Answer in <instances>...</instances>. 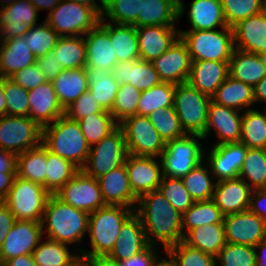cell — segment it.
Returning <instances> with one entry per match:
<instances>
[{"label": "cell", "instance_id": "obj_65", "mask_svg": "<svg viewBox=\"0 0 266 266\" xmlns=\"http://www.w3.org/2000/svg\"><path fill=\"white\" fill-rule=\"evenodd\" d=\"M1 266H38L32 254H26L22 256H17L15 258H10L6 260Z\"/></svg>", "mask_w": 266, "mask_h": 266}, {"label": "cell", "instance_id": "obj_27", "mask_svg": "<svg viewBox=\"0 0 266 266\" xmlns=\"http://www.w3.org/2000/svg\"><path fill=\"white\" fill-rule=\"evenodd\" d=\"M136 32L141 60L152 62L176 42L174 26L137 27Z\"/></svg>", "mask_w": 266, "mask_h": 266}, {"label": "cell", "instance_id": "obj_53", "mask_svg": "<svg viewBox=\"0 0 266 266\" xmlns=\"http://www.w3.org/2000/svg\"><path fill=\"white\" fill-rule=\"evenodd\" d=\"M245 175L255 188L261 189L266 179V149L248 148L238 177Z\"/></svg>", "mask_w": 266, "mask_h": 266}, {"label": "cell", "instance_id": "obj_20", "mask_svg": "<svg viewBox=\"0 0 266 266\" xmlns=\"http://www.w3.org/2000/svg\"><path fill=\"white\" fill-rule=\"evenodd\" d=\"M26 1V2H25ZM14 1L4 7L0 14V27L5 39L23 37L37 20V9L29 0Z\"/></svg>", "mask_w": 266, "mask_h": 266}, {"label": "cell", "instance_id": "obj_17", "mask_svg": "<svg viewBox=\"0 0 266 266\" xmlns=\"http://www.w3.org/2000/svg\"><path fill=\"white\" fill-rule=\"evenodd\" d=\"M141 223V217L131 215L122 225L112 251L107 255L118 262L145 251L151 239Z\"/></svg>", "mask_w": 266, "mask_h": 266}, {"label": "cell", "instance_id": "obj_51", "mask_svg": "<svg viewBox=\"0 0 266 266\" xmlns=\"http://www.w3.org/2000/svg\"><path fill=\"white\" fill-rule=\"evenodd\" d=\"M167 179L170 181L167 182ZM158 190L168 200L173 208L181 214L186 212L194 203V200L185 188L182 179L162 176L161 184L159 185Z\"/></svg>", "mask_w": 266, "mask_h": 266}, {"label": "cell", "instance_id": "obj_6", "mask_svg": "<svg viewBox=\"0 0 266 266\" xmlns=\"http://www.w3.org/2000/svg\"><path fill=\"white\" fill-rule=\"evenodd\" d=\"M50 195L41 184L16 176L3 202L16 220L43 223L42 213Z\"/></svg>", "mask_w": 266, "mask_h": 266}, {"label": "cell", "instance_id": "obj_11", "mask_svg": "<svg viewBox=\"0 0 266 266\" xmlns=\"http://www.w3.org/2000/svg\"><path fill=\"white\" fill-rule=\"evenodd\" d=\"M62 4V5H61ZM50 11L46 22L62 37V32L87 33L93 29L101 16L87 5L68 0Z\"/></svg>", "mask_w": 266, "mask_h": 266}, {"label": "cell", "instance_id": "obj_75", "mask_svg": "<svg viewBox=\"0 0 266 266\" xmlns=\"http://www.w3.org/2000/svg\"><path fill=\"white\" fill-rule=\"evenodd\" d=\"M80 261L81 260L77 261L73 266H87L85 261H84V265Z\"/></svg>", "mask_w": 266, "mask_h": 266}, {"label": "cell", "instance_id": "obj_26", "mask_svg": "<svg viewBox=\"0 0 266 266\" xmlns=\"http://www.w3.org/2000/svg\"><path fill=\"white\" fill-rule=\"evenodd\" d=\"M106 205L128 206L138 201L129 184L125 164L97 179Z\"/></svg>", "mask_w": 266, "mask_h": 266}, {"label": "cell", "instance_id": "obj_60", "mask_svg": "<svg viewBox=\"0 0 266 266\" xmlns=\"http://www.w3.org/2000/svg\"><path fill=\"white\" fill-rule=\"evenodd\" d=\"M55 57L54 51H51L44 56L36 58L35 64L46 77L47 81H52L63 71V67Z\"/></svg>", "mask_w": 266, "mask_h": 266}, {"label": "cell", "instance_id": "obj_64", "mask_svg": "<svg viewBox=\"0 0 266 266\" xmlns=\"http://www.w3.org/2000/svg\"><path fill=\"white\" fill-rule=\"evenodd\" d=\"M87 260V266H121L117 260L111 259L109 256H83Z\"/></svg>", "mask_w": 266, "mask_h": 266}, {"label": "cell", "instance_id": "obj_9", "mask_svg": "<svg viewBox=\"0 0 266 266\" xmlns=\"http://www.w3.org/2000/svg\"><path fill=\"white\" fill-rule=\"evenodd\" d=\"M97 145L94 150L90 147L86 160L92 162V169L86 165L81 168L85 174L95 179L123 165L128 155L125 136L119 125Z\"/></svg>", "mask_w": 266, "mask_h": 266}, {"label": "cell", "instance_id": "obj_74", "mask_svg": "<svg viewBox=\"0 0 266 266\" xmlns=\"http://www.w3.org/2000/svg\"><path fill=\"white\" fill-rule=\"evenodd\" d=\"M264 66H265V69H266V52H263L261 54H259Z\"/></svg>", "mask_w": 266, "mask_h": 266}, {"label": "cell", "instance_id": "obj_48", "mask_svg": "<svg viewBox=\"0 0 266 266\" xmlns=\"http://www.w3.org/2000/svg\"><path fill=\"white\" fill-rule=\"evenodd\" d=\"M23 38L37 58L53 51L60 36L47 22H44L43 26H39L35 30L34 27H31Z\"/></svg>", "mask_w": 266, "mask_h": 266}, {"label": "cell", "instance_id": "obj_21", "mask_svg": "<svg viewBox=\"0 0 266 266\" xmlns=\"http://www.w3.org/2000/svg\"><path fill=\"white\" fill-rule=\"evenodd\" d=\"M215 186L213 200L224 215L249 209L251 189L244 178L221 180Z\"/></svg>", "mask_w": 266, "mask_h": 266}, {"label": "cell", "instance_id": "obj_44", "mask_svg": "<svg viewBox=\"0 0 266 266\" xmlns=\"http://www.w3.org/2000/svg\"><path fill=\"white\" fill-rule=\"evenodd\" d=\"M32 256L38 266H73L80 260L69 255L64 243L51 239L35 248Z\"/></svg>", "mask_w": 266, "mask_h": 266}, {"label": "cell", "instance_id": "obj_1", "mask_svg": "<svg viewBox=\"0 0 266 266\" xmlns=\"http://www.w3.org/2000/svg\"><path fill=\"white\" fill-rule=\"evenodd\" d=\"M139 200L142 208L137 215L145 217L141 219L143 228L149 227L148 230L164 243L165 249L183 241L182 214L173 208L159 190L145 193Z\"/></svg>", "mask_w": 266, "mask_h": 266}, {"label": "cell", "instance_id": "obj_24", "mask_svg": "<svg viewBox=\"0 0 266 266\" xmlns=\"http://www.w3.org/2000/svg\"><path fill=\"white\" fill-rule=\"evenodd\" d=\"M111 73L119 84H131L140 91L148 90L162 81L152 62L137 59L116 63Z\"/></svg>", "mask_w": 266, "mask_h": 266}, {"label": "cell", "instance_id": "obj_12", "mask_svg": "<svg viewBox=\"0 0 266 266\" xmlns=\"http://www.w3.org/2000/svg\"><path fill=\"white\" fill-rule=\"evenodd\" d=\"M162 155L163 175L182 179L202 160V151L194 138L187 137L166 142Z\"/></svg>", "mask_w": 266, "mask_h": 266}, {"label": "cell", "instance_id": "obj_59", "mask_svg": "<svg viewBox=\"0 0 266 266\" xmlns=\"http://www.w3.org/2000/svg\"><path fill=\"white\" fill-rule=\"evenodd\" d=\"M10 79L27 91L47 82L46 77L36 64L18 70Z\"/></svg>", "mask_w": 266, "mask_h": 266}, {"label": "cell", "instance_id": "obj_18", "mask_svg": "<svg viewBox=\"0 0 266 266\" xmlns=\"http://www.w3.org/2000/svg\"><path fill=\"white\" fill-rule=\"evenodd\" d=\"M152 158L128 154L125 159L129 184L137 198L145 193L158 190L161 184L159 166Z\"/></svg>", "mask_w": 266, "mask_h": 266}, {"label": "cell", "instance_id": "obj_2", "mask_svg": "<svg viewBox=\"0 0 266 266\" xmlns=\"http://www.w3.org/2000/svg\"><path fill=\"white\" fill-rule=\"evenodd\" d=\"M42 143L50 152L71 161L81 169L87 160L90 145L84 137L78 121L63 115L42 128ZM75 162H79L77 165Z\"/></svg>", "mask_w": 266, "mask_h": 266}, {"label": "cell", "instance_id": "obj_33", "mask_svg": "<svg viewBox=\"0 0 266 266\" xmlns=\"http://www.w3.org/2000/svg\"><path fill=\"white\" fill-rule=\"evenodd\" d=\"M51 82L64 110L89 88L85 68L63 69Z\"/></svg>", "mask_w": 266, "mask_h": 266}, {"label": "cell", "instance_id": "obj_15", "mask_svg": "<svg viewBox=\"0 0 266 266\" xmlns=\"http://www.w3.org/2000/svg\"><path fill=\"white\" fill-rule=\"evenodd\" d=\"M162 82L178 85L188 81L191 58L187 45L179 37L163 54L152 61Z\"/></svg>", "mask_w": 266, "mask_h": 266}, {"label": "cell", "instance_id": "obj_56", "mask_svg": "<svg viewBox=\"0 0 266 266\" xmlns=\"http://www.w3.org/2000/svg\"><path fill=\"white\" fill-rule=\"evenodd\" d=\"M167 251L174 258L176 266H216L214 256L190 247L183 241L169 247Z\"/></svg>", "mask_w": 266, "mask_h": 266}, {"label": "cell", "instance_id": "obj_71", "mask_svg": "<svg viewBox=\"0 0 266 266\" xmlns=\"http://www.w3.org/2000/svg\"><path fill=\"white\" fill-rule=\"evenodd\" d=\"M5 115H7V105L3 92V84L0 82V117Z\"/></svg>", "mask_w": 266, "mask_h": 266}, {"label": "cell", "instance_id": "obj_58", "mask_svg": "<svg viewBox=\"0 0 266 266\" xmlns=\"http://www.w3.org/2000/svg\"><path fill=\"white\" fill-rule=\"evenodd\" d=\"M97 113H110L104 110L89 91L84 92L77 100L65 109V116L79 121L88 115Z\"/></svg>", "mask_w": 266, "mask_h": 266}, {"label": "cell", "instance_id": "obj_57", "mask_svg": "<svg viewBox=\"0 0 266 266\" xmlns=\"http://www.w3.org/2000/svg\"><path fill=\"white\" fill-rule=\"evenodd\" d=\"M217 256L222 266H256L253 246L226 243Z\"/></svg>", "mask_w": 266, "mask_h": 266}, {"label": "cell", "instance_id": "obj_52", "mask_svg": "<svg viewBox=\"0 0 266 266\" xmlns=\"http://www.w3.org/2000/svg\"><path fill=\"white\" fill-rule=\"evenodd\" d=\"M6 99L7 115L29 117L28 91L10 78H0Z\"/></svg>", "mask_w": 266, "mask_h": 266}, {"label": "cell", "instance_id": "obj_16", "mask_svg": "<svg viewBox=\"0 0 266 266\" xmlns=\"http://www.w3.org/2000/svg\"><path fill=\"white\" fill-rule=\"evenodd\" d=\"M44 223L16 220L0 249V266L8 259L32 254Z\"/></svg>", "mask_w": 266, "mask_h": 266}, {"label": "cell", "instance_id": "obj_35", "mask_svg": "<svg viewBox=\"0 0 266 266\" xmlns=\"http://www.w3.org/2000/svg\"><path fill=\"white\" fill-rule=\"evenodd\" d=\"M189 236L183 237L185 244L212 256H217L226 244L224 223L196 227L189 231Z\"/></svg>", "mask_w": 266, "mask_h": 266}, {"label": "cell", "instance_id": "obj_46", "mask_svg": "<svg viewBox=\"0 0 266 266\" xmlns=\"http://www.w3.org/2000/svg\"><path fill=\"white\" fill-rule=\"evenodd\" d=\"M148 117L165 142L182 138L186 135V131L181 127L174 106L157 109Z\"/></svg>", "mask_w": 266, "mask_h": 266}, {"label": "cell", "instance_id": "obj_3", "mask_svg": "<svg viewBox=\"0 0 266 266\" xmlns=\"http://www.w3.org/2000/svg\"><path fill=\"white\" fill-rule=\"evenodd\" d=\"M49 222V239L60 243L80 241L88 231L89 213L64 203L54 194L47 200L45 211Z\"/></svg>", "mask_w": 266, "mask_h": 266}, {"label": "cell", "instance_id": "obj_45", "mask_svg": "<svg viewBox=\"0 0 266 266\" xmlns=\"http://www.w3.org/2000/svg\"><path fill=\"white\" fill-rule=\"evenodd\" d=\"M240 142L248 148L266 149V115L255 110L245 113Z\"/></svg>", "mask_w": 266, "mask_h": 266}, {"label": "cell", "instance_id": "obj_19", "mask_svg": "<svg viewBox=\"0 0 266 266\" xmlns=\"http://www.w3.org/2000/svg\"><path fill=\"white\" fill-rule=\"evenodd\" d=\"M29 117L42 128L50 120H56L65 115L51 81H47L28 91Z\"/></svg>", "mask_w": 266, "mask_h": 266}, {"label": "cell", "instance_id": "obj_25", "mask_svg": "<svg viewBox=\"0 0 266 266\" xmlns=\"http://www.w3.org/2000/svg\"><path fill=\"white\" fill-rule=\"evenodd\" d=\"M248 147L241 142L217 144L211 154L210 161L213 172L219 180L233 179L239 176Z\"/></svg>", "mask_w": 266, "mask_h": 266}, {"label": "cell", "instance_id": "obj_70", "mask_svg": "<svg viewBox=\"0 0 266 266\" xmlns=\"http://www.w3.org/2000/svg\"><path fill=\"white\" fill-rule=\"evenodd\" d=\"M71 1L92 7L100 16L103 15L102 10L98 8L97 4L94 3V0H71ZM101 4L103 5L104 8L105 0H101Z\"/></svg>", "mask_w": 266, "mask_h": 266}, {"label": "cell", "instance_id": "obj_23", "mask_svg": "<svg viewBox=\"0 0 266 266\" xmlns=\"http://www.w3.org/2000/svg\"><path fill=\"white\" fill-rule=\"evenodd\" d=\"M229 76V62L191 61L188 83L199 92L209 96L215 94L218 87Z\"/></svg>", "mask_w": 266, "mask_h": 266}, {"label": "cell", "instance_id": "obj_32", "mask_svg": "<svg viewBox=\"0 0 266 266\" xmlns=\"http://www.w3.org/2000/svg\"><path fill=\"white\" fill-rule=\"evenodd\" d=\"M229 76L254 87L266 76V69L258 54L234 49L229 60Z\"/></svg>", "mask_w": 266, "mask_h": 266}, {"label": "cell", "instance_id": "obj_43", "mask_svg": "<svg viewBox=\"0 0 266 266\" xmlns=\"http://www.w3.org/2000/svg\"><path fill=\"white\" fill-rule=\"evenodd\" d=\"M224 214L213 199L194 201L193 205L182 214V229L187 225L188 231L214 223H223Z\"/></svg>", "mask_w": 266, "mask_h": 266}, {"label": "cell", "instance_id": "obj_66", "mask_svg": "<svg viewBox=\"0 0 266 266\" xmlns=\"http://www.w3.org/2000/svg\"><path fill=\"white\" fill-rule=\"evenodd\" d=\"M16 174L0 173V201H4L9 193Z\"/></svg>", "mask_w": 266, "mask_h": 266}, {"label": "cell", "instance_id": "obj_68", "mask_svg": "<svg viewBox=\"0 0 266 266\" xmlns=\"http://www.w3.org/2000/svg\"><path fill=\"white\" fill-rule=\"evenodd\" d=\"M253 90L255 101H258V99L266 101V76L253 87Z\"/></svg>", "mask_w": 266, "mask_h": 266}, {"label": "cell", "instance_id": "obj_41", "mask_svg": "<svg viewBox=\"0 0 266 266\" xmlns=\"http://www.w3.org/2000/svg\"><path fill=\"white\" fill-rule=\"evenodd\" d=\"M46 190L55 194L80 170L71 161L64 159L46 148Z\"/></svg>", "mask_w": 266, "mask_h": 266}, {"label": "cell", "instance_id": "obj_30", "mask_svg": "<svg viewBox=\"0 0 266 266\" xmlns=\"http://www.w3.org/2000/svg\"><path fill=\"white\" fill-rule=\"evenodd\" d=\"M183 12L180 0H142L137 27L173 26L171 23Z\"/></svg>", "mask_w": 266, "mask_h": 266}, {"label": "cell", "instance_id": "obj_39", "mask_svg": "<svg viewBox=\"0 0 266 266\" xmlns=\"http://www.w3.org/2000/svg\"><path fill=\"white\" fill-rule=\"evenodd\" d=\"M55 58L65 70L79 69L86 66V43L82 38L62 36L53 49Z\"/></svg>", "mask_w": 266, "mask_h": 266}, {"label": "cell", "instance_id": "obj_69", "mask_svg": "<svg viewBox=\"0 0 266 266\" xmlns=\"http://www.w3.org/2000/svg\"><path fill=\"white\" fill-rule=\"evenodd\" d=\"M33 6L39 10L40 8H55L53 7L54 5H58L59 2H61V0H29Z\"/></svg>", "mask_w": 266, "mask_h": 266}, {"label": "cell", "instance_id": "obj_50", "mask_svg": "<svg viewBox=\"0 0 266 266\" xmlns=\"http://www.w3.org/2000/svg\"><path fill=\"white\" fill-rule=\"evenodd\" d=\"M142 0H105L104 10L116 24L133 25L141 15Z\"/></svg>", "mask_w": 266, "mask_h": 266}, {"label": "cell", "instance_id": "obj_47", "mask_svg": "<svg viewBox=\"0 0 266 266\" xmlns=\"http://www.w3.org/2000/svg\"><path fill=\"white\" fill-rule=\"evenodd\" d=\"M78 123L89 145L100 142L117 127L111 113L88 115L80 119Z\"/></svg>", "mask_w": 266, "mask_h": 266}, {"label": "cell", "instance_id": "obj_13", "mask_svg": "<svg viewBox=\"0 0 266 266\" xmlns=\"http://www.w3.org/2000/svg\"><path fill=\"white\" fill-rule=\"evenodd\" d=\"M54 195L64 203L88 213L106 206L97 179L81 169Z\"/></svg>", "mask_w": 266, "mask_h": 266}, {"label": "cell", "instance_id": "obj_4", "mask_svg": "<svg viewBox=\"0 0 266 266\" xmlns=\"http://www.w3.org/2000/svg\"><path fill=\"white\" fill-rule=\"evenodd\" d=\"M124 207L106 205L89 213L88 229L93 250L83 256H106L112 251L123 223L133 214L127 209L122 210Z\"/></svg>", "mask_w": 266, "mask_h": 266}, {"label": "cell", "instance_id": "obj_67", "mask_svg": "<svg viewBox=\"0 0 266 266\" xmlns=\"http://www.w3.org/2000/svg\"><path fill=\"white\" fill-rule=\"evenodd\" d=\"M258 192V194H257V200H256V202L255 203H259V205L258 206H260V207H262L261 205V202H262V200L261 199H266V192L265 191H262V190H258L257 191ZM266 209V208H265ZM249 210L251 211V212H253V213H255V214H257L259 217H261V218H263L264 220H265V222H266V212L264 211H260V209H258L257 207H256V205L254 204L253 205V198L252 199H250V205H249ZM264 213V214H263Z\"/></svg>", "mask_w": 266, "mask_h": 266}, {"label": "cell", "instance_id": "obj_55", "mask_svg": "<svg viewBox=\"0 0 266 266\" xmlns=\"http://www.w3.org/2000/svg\"><path fill=\"white\" fill-rule=\"evenodd\" d=\"M141 91L131 84H119L114 105L110 113L123 121L126 117L137 115Z\"/></svg>", "mask_w": 266, "mask_h": 266}, {"label": "cell", "instance_id": "obj_63", "mask_svg": "<svg viewBox=\"0 0 266 266\" xmlns=\"http://www.w3.org/2000/svg\"><path fill=\"white\" fill-rule=\"evenodd\" d=\"M16 169L17 155L13 152L0 149V173L16 174Z\"/></svg>", "mask_w": 266, "mask_h": 266}, {"label": "cell", "instance_id": "obj_40", "mask_svg": "<svg viewBox=\"0 0 266 266\" xmlns=\"http://www.w3.org/2000/svg\"><path fill=\"white\" fill-rule=\"evenodd\" d=\"M212 97L213 102L233 109L242 105L248 106L255 101L253 87L231 76L227 77Z\"/></svg>", "mask_w": 266, "mask_h": 266}, {"label": "cell", "instance_id": "obj_61", "mask_svg": "<svg viewBox=\"0 0 266 266\" xmlns=\"http://www.w3.org/2000/svg\"><path fill=\"white\" fill-rule=\"evenodd\" d=\"M15 221V216L11 213L8 206L3 201H0V249Z\"/></svg>", "mask_w": 266, "mask_h": 266}, {"label": "cell", "instance_id": "obj_62", "mask_svg": "<svg viewBox=\"0 0 266 266\" xmlns=\"http://www.w3.org/2000/svg\"><path fill=\"white\" fill-rule=\"evenodd\" d=\"M151 245L143 252L119 262L121 266H151L155 260L151 250Z\"/></svg>", "mask_w": 266, "mask_h": 266}, {"label": "cell", "instance_id": "obj_7", "mask_svg": "<svg viewBox=\"0 0 266 266\" xmlns=\"http://www.w3.org/2000/svg\"><path fill=\"white\" fill-rule=\"evenodd\" d=\"M211 100V97L199 92L188 82L176 85L174 108L182 129L186 128V132L203 138Z\"/></svg>", "mask_w": 266, "mask_h": 266}, {"label": "cell", "instance_id": "obj_72", "mask_svg": "<svg viewBox=\"0 0 266 266\" xmlns=\"http://www.w3.org/2000/svg\"><path fill=\"white\" fill-rule=\"evenodd\" d=\"M255 247H256V248H257V247H260V248H262L263 250H266V240L259 242ZM264 252H265V251H264ZM264 252H263V253H264ZM263 256H264V255H263ZM265 256H266V255H265ZM263 260H265V261H262V259H260V257H259L258 254L256 253V261H255L256 266H266V258L263 259Z\"/></svg>", "mask_w": 266, "mask_h": 266}, {"label": "cell", "instance_id": "obj_54", "mask_svg": "<svg viewBox=\"0 0 266 266\" xmlns=\"http://www.w3.org/2000/svg\"><path fill=\"white\" fill-rule=\"evenodd\" d=\"M182 181L194 201L213 199L212 192L215 186L211 184L207 171L201 167V163L185 175Z\"/></svg>", "mask_w": 266, "mask_h": 266}, {"label": "cell", "instance_id": "obj_49", "mask_svg": "<svg viewBox=\"0 0 266 266\" xmlns=\"http://www.w3.org/2000/svg\"><path fill=\"white\" fill-rule=\"evenodd\" d=\"M221 3L226 24L230 28L265 10L262 0H221Z\"/></svg>", "mask_w": 266, "mask_h": 266}, {"label": "cell", "instance_id": "obj_5", "mask_svg": "<svg viewBox=\"0 0 266 266\" xmlns=\"http://www.w3.org/2000/svg\"><path fill=\"white\" fill-rule=\"evenodd\" d=\"M224 31L192 30L180 33L179 37L187 45L191 61L229 62L234 51V33L228 26Z\"/></svg>", "mask_w": 266, "mask_h": 266}, {"label": "cell", "instance_id": "obj_29", "mask_svg": "<svg viewBox=\"0 0 266 266\" xmlns=\"http://www.w3.org/2000/svg\"><path fill=\"white\" fill-rule=\"evenodd\" d=\"M233 33L234 40L240 41L237 49L258 55L266 52V10L240 21Z\"/></svg>", "mask_w": 266, "mask_h": 266}, {"label": "cell", "instance_id": "obj_42", "mask_svg": "<svg viewBox=\"0 0 266 266\" xmlns=\"http://www.w3.org/2000/svg\"><path fill=\"white\" fill-rule=\"evenodd\" d=\"M175 84L161 82L160 84L141 91L137 114L149 116L157 109L174 106Z\"/></svg>", "mask_w": 266, "mask_h": 266}, {"label": "cell", "instance_id": "obj_76", "mask_svg": "<svg viewBox=\"0 0 266 266\" xmlns=\"http://www.w3.org/2000/svg\"><path fill=\"white\" fill-rule=\"evenodd\" d=\"M260 190H262V191H265L266 192V179H265V182H264V184L262 185V187H261V189Z\"/></svg>", "mask_w": 266, "mask_h": 266}, {"label": "cell", "instance_id": "obj_36", "mask_svg": "<svg viewBox=\"0 0 266 266\" xmlns=\"http://www.w3.org/2000/svg\"><path fill=\"white\" fill-rule=\"evenodd\" d=\"M46 147L41 143L17 155L16 176L41 184L46 189Z\"/></svg>", "mask_w": 266, "mask_h": 266}, {"label": "cell", "instance_id": "obj_34", "mask_svg": "<svg viewBox=\"0 0 266 266\" xmlns=\"http://www.w3.org/2000/svg\"><path fill=\"white\" fill-rule=\"evenodd\" d=\"M87 74L88 91L106 111H111L118 92L119 83L107 69L84 67Z\"/></svg>", "mask_w": 266, "mask_h": 266}, {"label": "cell", "instance_id": "obj_37", "mask_svg": "<svg viewBox=\"0 0 266 266\" xmlns=\"http://www.w3.org/2000/svg\"><path fill=\"white\" fill-rule=\"evenodd\" d=\"M193 30H212L218 24L226 27L221 0H194L190 9Z\"/></svg>", "mask_w": 266, "mask_h": 266}, {"label": "cell", "instance_id": "obj_10", "mask_svg": "<svg viewBox=\"0 0 266 266\" xmlns=\"http://www.w3.org/2000/svg\"><path fill=\"white\" fill-rule=\"evenodd\" d=\"M37 140L42 142V127L30 117L5 115L0 118V149L18 155L37 147Z\"/></svg>", "mask_w": 266, "mask_h": 266}, {"label": "cell", "instance_id": "obj_8", "mask_svg": "<svg viewBox=\"0 0 266 266\" xmlns=\"http://www.w3.org/2000/svg\"><path fill=\"white\" fill-rule=\"evenodd\" d=\"M119 126L125 136L128 154L153 157L164 151L166 142L148 116L137 114L126 117Z\"/></svg>", "mask_w": 266, "mask_h": 266}, {"label": "cell", "instance_id": "obj_28", "mask_svg": "<svg viewBox=\"0 0 266 266\" xmlns=\"http://www.w3.org/2000/svg\"><path fill=\"white\" fill-rule=\"evenodd\" d=\"M211 125L216 128L218 136L223 139L222 142L217 144L240 142L242 118L238 116L235 109L225 107L211 100L203 138L209 132Z\"/></svg>", "mask_w": 266, "mask_h": 266}, {"label": "cell", "instance_id": "obj_14", "mask_svg": "<svg viewBox=\"0 0 266 266\" xmlns=\"http://www.w3.org/2000/svg\"><path fill=\"white\" fill-rule=\"evenodd\" d=\"M226 243L255 247L266 240V222L249 209L224 215Z\"/></svg>", "mask_w": 266, "mask_h": 266}, {"label": "cell", "instance_id": "obj_22", "mask_svg": "<svg viewBox=\"0 0 266 266\" xmlns=\"http://www.w3.org/2000/svg\"><path fill=\"white\" fill-rule=\"evenodd\" d=\"M101 21L102 17L100 22L86 33L88 37L85 40L87 57L85 67L111 71L118 62L108 35V24L102 25Z\"/></svg>", "mask_w": 266, "mask_h": 266}, {"label": "cell", "instance_id": "obj_31", "mask_svg": "<svg viewBox=\"0 0 266 266\" xmlns=\"http://www.w3.org/2000/svg\"><path fill=\"white\" fill-rule=\"evenodd\" d=\"M0 51V78H10L18 70L35 64L36 57L23 37L4 41Z\"/></svg>", "mask_w": 266, "mask_h": 266}, {"label": "cell", "instance_id": "obj_38", "mask_svg": "<svg viewBox=\"0 0 266 266\" xmlns=\"http://www.w3.org/2000/svg\"><path fill=\"white\" fill-rule=\"evenodd\" d=\"M108 35L115 51L117 62L140 59L135 26L119 24V27L113 29L112 25L108 24Z\"/></svg>", "mask_w": 266, "mask_h": 266}, {"label": "cell", "instance_id": "obj_73", "mask_svg": "<svg viewBox=\"0 0 266 266\" xmlns=\"http://www.w3.org/2000/svg\"><path fill=\"white\" fill-rule=\"evenodd\" d=\"M157 262V260H154L153 262H152V264H151V266H176V263H175V261H174V258L172 257L171 258V260H164V261H162L161 263H159V264H156V262ZM155 262V263H154Z\"/></svg>", "mask_w": 266, "mask_h": 266}]
</instances>
